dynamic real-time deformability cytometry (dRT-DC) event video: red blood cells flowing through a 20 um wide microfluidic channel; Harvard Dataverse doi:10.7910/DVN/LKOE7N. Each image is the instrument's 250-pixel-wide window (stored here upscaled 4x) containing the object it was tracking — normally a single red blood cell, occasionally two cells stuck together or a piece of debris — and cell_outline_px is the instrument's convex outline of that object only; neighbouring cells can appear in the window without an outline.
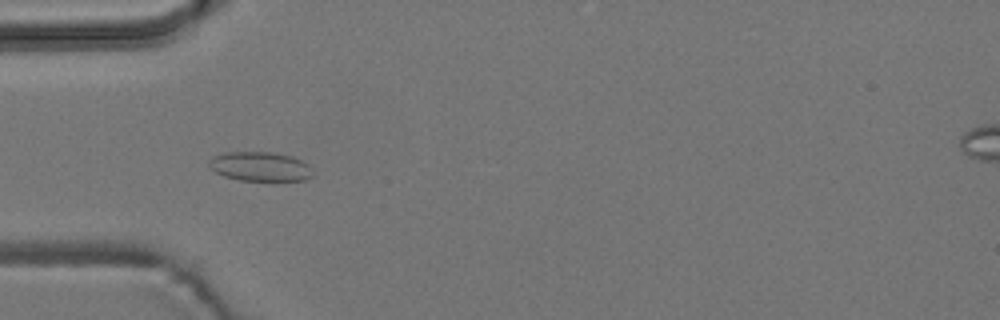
{"species": "common noctule bat (a hibernating species)", "species_latin": "Nyctalus noctula", "temperature_condition": "room temperature", "stored_images_in_passage": 6, "camera_frame_rate_fps": 3000, "um_per_image_px": 0.085, "animal": {"sex": "male", "body_mass_g": 19.2, "forearm_length_mm": 51.8}, "frame": {"image": 1, "passage_image": 5, "time_ms": 5.0, "image_size_px": [1000, 320], "cell_outline_px": [[312, 176], [304, 180], [240, 180], [224, 176], [208, 168], [208, 160], [212, 156], [224, 152], [276, 152], [292, 156], [304, 160], [308, 164]], "centroid_in_image_um": [22.07, 14.13], "position_along_channel_um": 62.9, "area_um2": 17.86}}